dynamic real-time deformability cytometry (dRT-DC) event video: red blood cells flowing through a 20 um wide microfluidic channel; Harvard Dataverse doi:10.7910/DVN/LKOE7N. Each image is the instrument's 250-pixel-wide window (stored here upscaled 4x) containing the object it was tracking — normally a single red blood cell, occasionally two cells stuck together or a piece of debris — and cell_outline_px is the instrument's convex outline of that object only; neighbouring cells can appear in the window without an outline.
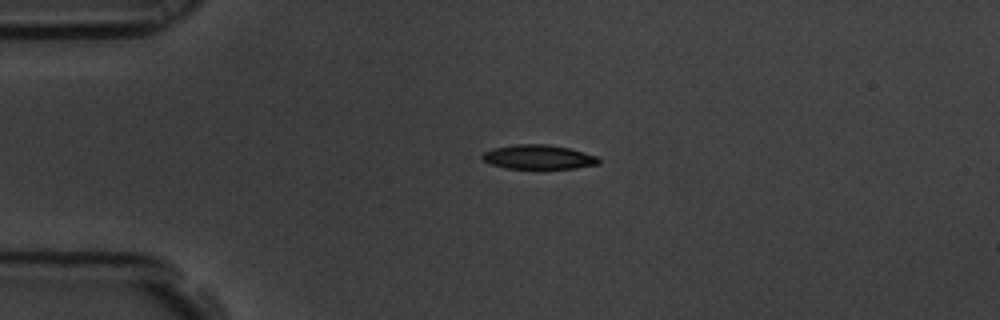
{"species": "common noctule bat (a hibernating species)", "species_latin": "Nyctalus noctula", "temperature_condition": "room temperature", "stored_images_in_passage": 2, "camera_frame_rate_fps": 3000, "um_per_image_px": 0.085, "animal": {"sex": "male", "body_mass_g": 19.5, "forearm_length_mm": 54.6}, "frame": {"image": 1, "passage_image": 1, "time_ms": 0.0, "image_size_px": [1000, 320], "cell_outline_px": [[600, 164], [576, 168], [504, 168], [492, 164], [484, 160], [480, 156], [484, 152], [492, 148], [512, 144], [548, 144], [568, 148], [584, 152], [596, 156], [600, 160]], "centroid_in_image_um": [45.76, 13.34], "position_along_channel_um": 39.2, "area_um2": 16.47}}